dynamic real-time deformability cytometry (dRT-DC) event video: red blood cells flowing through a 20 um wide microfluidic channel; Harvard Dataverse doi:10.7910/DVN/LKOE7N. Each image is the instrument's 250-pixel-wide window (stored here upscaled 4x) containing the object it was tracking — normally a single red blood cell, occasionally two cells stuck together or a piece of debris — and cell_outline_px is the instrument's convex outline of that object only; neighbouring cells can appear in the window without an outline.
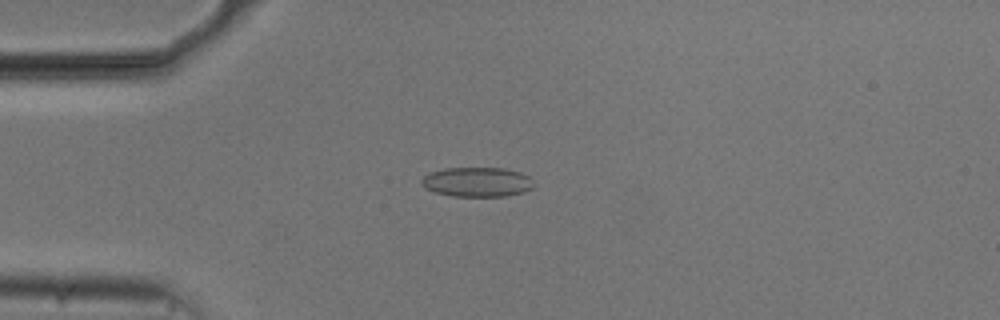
{"species": "common noctule bat (a hibernating species)", "species_latin": "Nyctalus noctula", "temperature_condition": "cold", "stored_images_in_passage": 54, "camera_frame_rate_fps": 3000, "um_per_image_px": 0.085, "animal": {"sex": "male", "body_mass_g": 20.5, "forearm_length_mm": 52.5}, "frame": {"image": 1, "passage_image": 14, "time_ms": 4.333, "image_size_px": [1000, 320], "cell_outline_px": [[532, 188], [524, 192], [504, 196], [452, 196], [436, 192], [424, 188], [420, 184], [420, 180], [428, 172], [444, 168], [504, 168], [520, 172], [528, 176], [532, 180]], "centroid_in_image_um": [40.51, 15.46], "position_along_channel_um": 44.5, "area_um2": 19.42}}
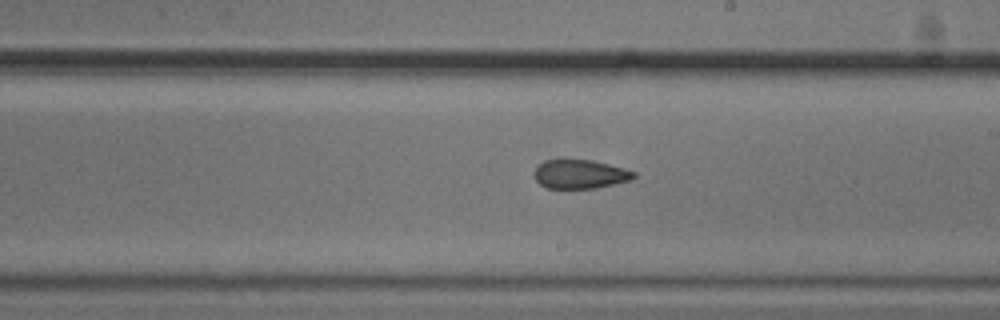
{"frame": {"image": 2, "passage_image": 31, "time_ms": 10.0, "image_size_px": [1000, 320], "cell_outline_px": [[636, 176], [632, 180], [596, 188], [548, 188], [540, 184], [536, 180], [536, 168], [544, 160], [592, 160], [624, 168], [636, 172]], "centroid_in_image_um": [49.36, 14.81], "position_along_channel_um": 239.6, "area_um2": 16.59}}
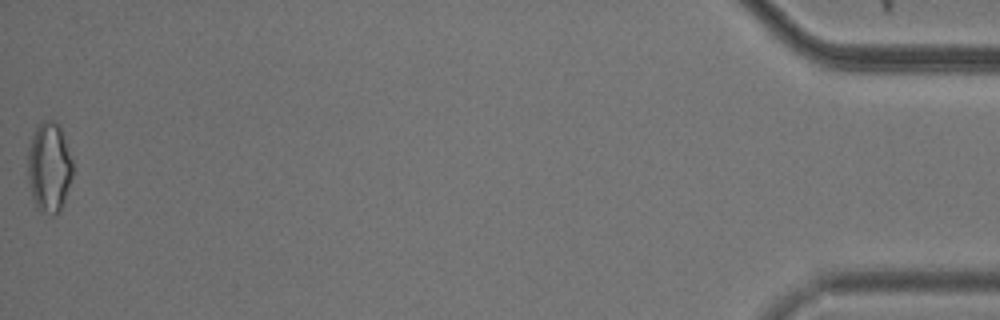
{"frame": {"image": 3, "passage_image": 54, "time_ms": 17.667, "image_size_px": [1000, 320], "cell_outline_px": [[72, 176], [60, 212], [56, 216], [52, 216], [40, 212], [36, 208], [32, 196], [28, 180], [28, 148], [36, 124], [44, 120], [56, 120], [60, 124], [72, 160]], "centroid_in_image_um": [4.17, 14.21], "position_along_channel_um": 431.0, "area_um2": 23.99}, "authors_computed_cell_mechanics": {"area_um2": 18.6405, "velocity_mm_per_s": 3.7546, "shape_relaxation_time_tau1_ms": null, "shape_relaxation_time_tau2_ms": 6.0364, "deformation_change_tau1": null, "deformation_change_tau2": 0.1308}}